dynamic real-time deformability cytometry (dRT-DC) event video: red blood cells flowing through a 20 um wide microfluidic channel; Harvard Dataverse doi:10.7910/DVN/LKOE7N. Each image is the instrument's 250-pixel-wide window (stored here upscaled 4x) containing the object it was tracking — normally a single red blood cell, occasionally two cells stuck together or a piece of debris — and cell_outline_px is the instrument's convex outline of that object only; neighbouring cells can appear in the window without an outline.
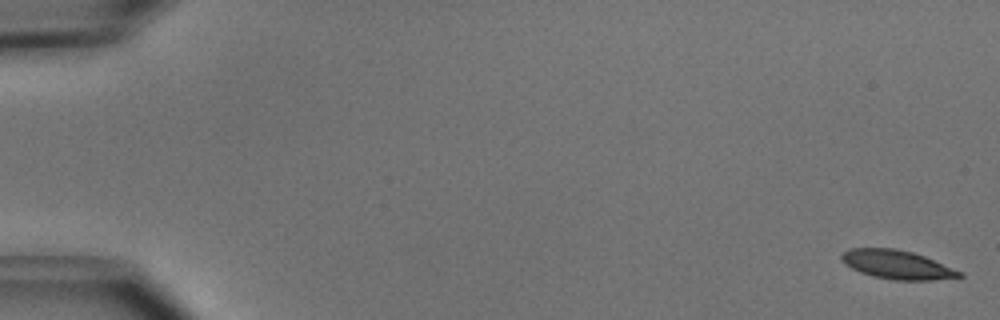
{"species": "common noctule bat (a hibernating species)", "species_latin": "Nyctalus noctula", "temperature_condition": "cold", "stored_images_in_passage": 51, "camera_frame_rate_fps": 3000, "um_per_image_px": 0.085, "animal": {"sex": "male", "body_mass_g": 15.6}, "frame": {"image": 1, "passage_image": 1, "time_ms": 0.0, "image_size_px": [1000, 320], "cell_outline_px": [[964, 276], [932, 280], [892, 280], [872, 276], [860, 272], [844, 264], [840, 260], [840, 256], [848, 248], [896, 248], [912, 252], [924, 256], [964, 272]], "centroid_in_image_um": [76.24, 22.49], "position_along_channel_um": 8.8, "area_um2": 19.88}}
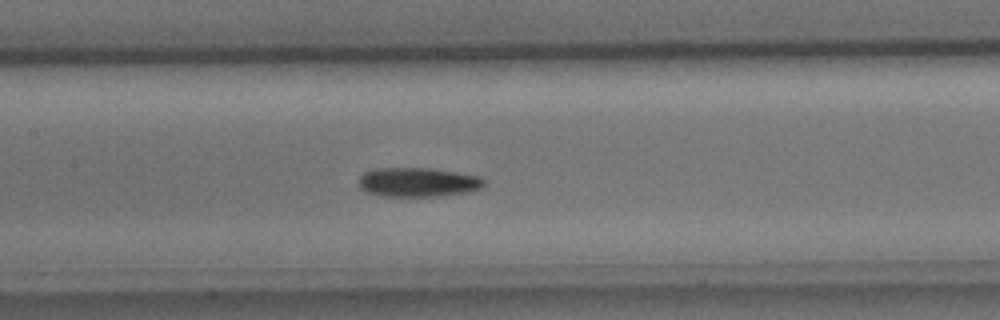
{"frame": {"image": 2, "passage_image": 25, "time_ms": 8.0, "image_size_px": [1000, 320], "cell_outline_px": [[484, 184], [480, 188], [468, 192], [440, 196], [384, 196], [368, 192], [360, 188], [360, 176], [364, 172], [376, 168], [428, 168], [480, 176], [484, 180]], "centroid_in_image_um": [35.52, 15.48], "position_along_channel_um": 171.9, "area_um2": 21.15}}
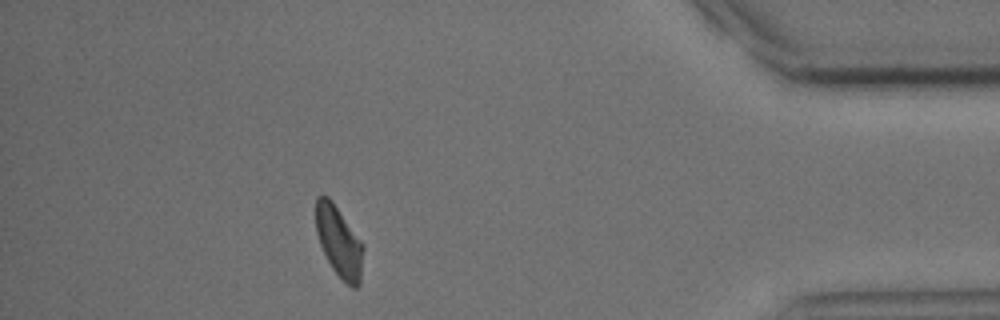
{"frame": {"image": 3, "passage_image": 46, "time_ms": 15.0, "image_size_px": [1000, 320], "cell_outline_px": [[364, 248], [360, 284], [356, 288], [352, 288], [332, 268], [320, 244], [316, 232], [316, 196], [328, 196], [332, 200], [364, 244]], "centroid_in_image_um": [28.83, 20.53], "position_along_channel_um": 406.4, "area_um2": 19.48}, "authors_computed_cell_mechanics": {"area_um2": 20.4034, "velocity_mm_per_s": 3.9531, "shape_relaxation_time_tau1_ms": 3.9389, "shape_relaxation_time_tau2_ms": 9.9084, "deformation_change_tau1": 0.1328, "deformation_change_tau2": 0.1597}}